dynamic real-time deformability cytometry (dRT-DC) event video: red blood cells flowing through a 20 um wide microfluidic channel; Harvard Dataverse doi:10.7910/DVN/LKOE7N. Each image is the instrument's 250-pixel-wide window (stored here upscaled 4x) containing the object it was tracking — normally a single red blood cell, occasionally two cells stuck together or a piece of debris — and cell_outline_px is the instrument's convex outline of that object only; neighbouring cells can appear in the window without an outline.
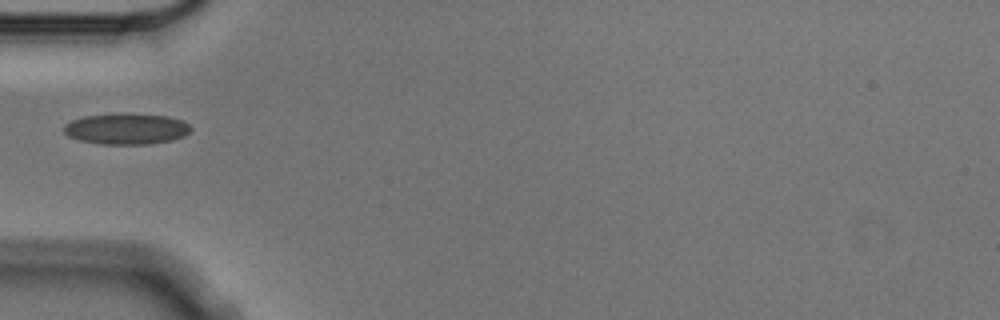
{"species": "Egyptian fruit bat (a non-hibernating species)", "species_latin": "Rousettus aegyptiacus", "temperature_condition": "cold", "stored_images_in_passage": 5, "camera_frame_rate_fps": 3000, "um_per_image_px": 0.085, "animal": {"sex": "male"}, "frame": {"image": 1, "passage_image": 3, "time_ms": 0.667, "image_size_px": [1000, 320], "cell_outline_px": [[192, 128], [184, 136], [172, 140], [148, 144], [100, 144], [80, 140], [68, 136], [64, 132], [64, 124], [72, 120], [84, 116], [124, 112], [128, 112], [168, 116], [184, 120]], "centroid_in_image_um": [10.75, 10.93], "position_along_channel_um": 74.2, "area_um2": 23.29}}
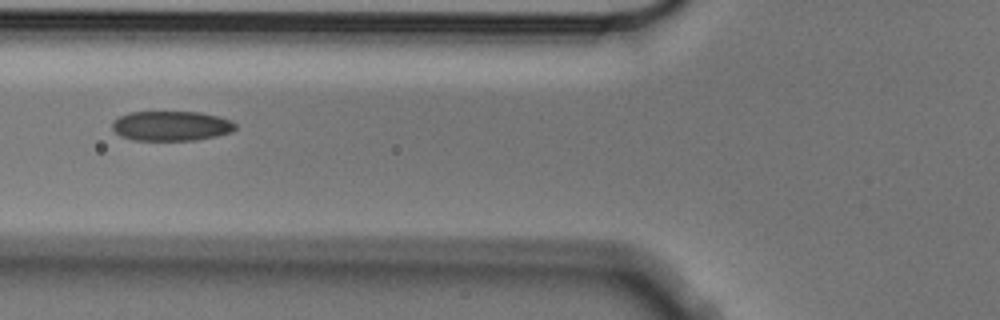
{"frame": {"image": 2, "passage_image": 4, "time_ms": 1.0, "image_size_px": [1000, 320], "cell_outline_px": [[236, 128], [232, 132], [216, 136], [196, 140], [132, 140], [120, 136], [112, 128], [112, 124], [120, 116], [128, 112], [200, 112], [220, 116], [232, 120], [236, 124]], "centroid_in_image_um": [14.59, 10.7], "position_along_channel_um": 111.2, "area_um2": 21.5}}
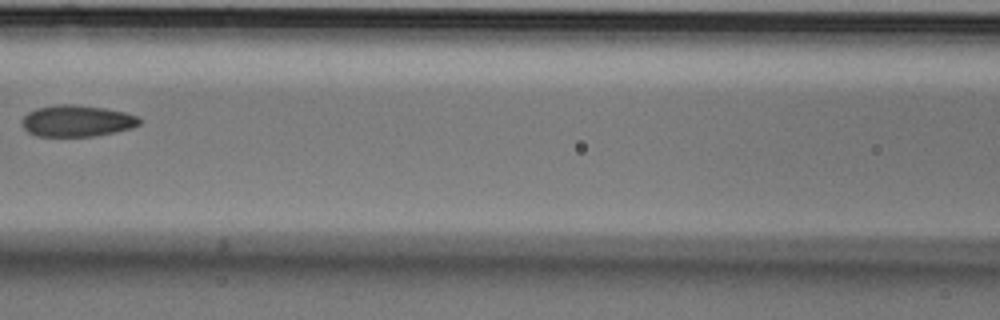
{"frame": {"image": 3, "passage_image": 5, "time_ms": 1.333, "image_size_px": [1000, 320], "cell_outline_px": [[140, 124], [132, 128], [116, 132], [92, 136], [36, 136], [28, 132], [24, 128], [24, 116], [28, 112], [36, 108], [56, 104], [72, 104], [104, 108], [124, 112], [136, 116], [140, 120]], "centroid_in_image_um": [6.54, 10.27], "position_along_channel_um": 160.1, "area_um2": 21.39}}